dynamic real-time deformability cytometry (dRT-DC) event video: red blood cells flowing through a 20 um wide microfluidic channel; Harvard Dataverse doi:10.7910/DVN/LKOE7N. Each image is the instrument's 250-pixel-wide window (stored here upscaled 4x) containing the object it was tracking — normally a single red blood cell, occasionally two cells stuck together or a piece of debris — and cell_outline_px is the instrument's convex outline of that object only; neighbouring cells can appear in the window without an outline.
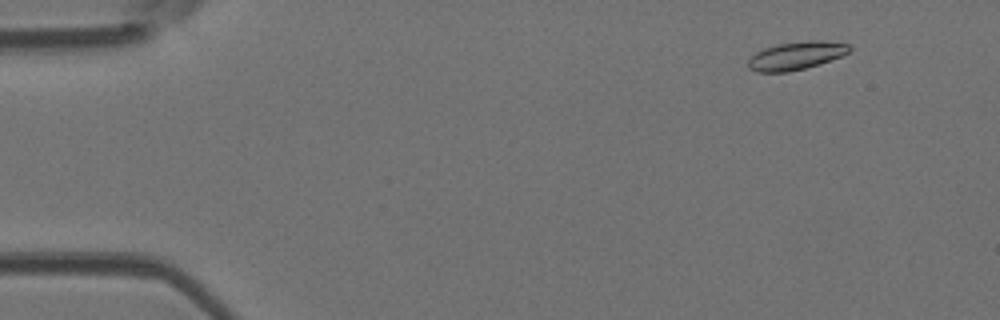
{"species": "Egyptian fruit bat (a non-hibernating species)", "species_latin": "Rousettus aegyptiacus", "temperature_condition": "room temperature", "stored_images_in_passage": 5, "camera_frame_rate_fps": 3000, "um_per_image_px": 0.085, "animal": {"sex": "female"}, "frame": {"image": 1, "passage_image": 2, "time_ms": 0.333, "image_size_px": [1000, 320], "cell_outline_px": [[852, 48], [848, 52], [840, 56], [804, 68], [788, 72], [756, 72], [748, 68], [748, 60], [756, 52], [764, 48], [780, 44], [812, 40], [816, 40], [848, 44]], "centroid_in_image_um": [67.62, 4.74], "position_along_channel_um": 17.4, "area_um2": 16.13}}
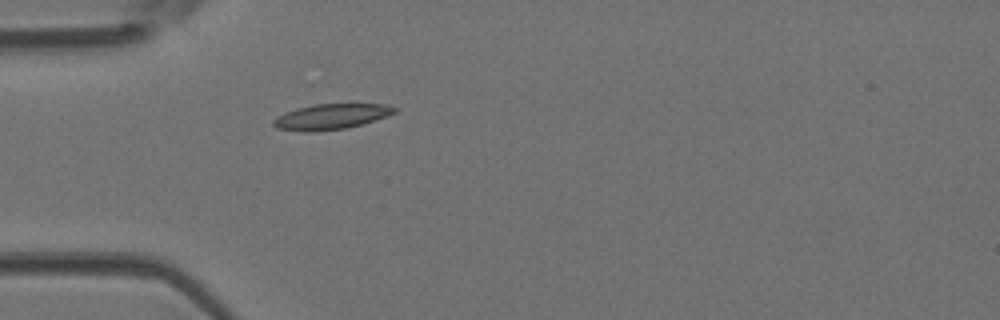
{"frame": {"image": 2, "passage_image": 5, "time_ms": 1.333, "image_size_px": [1000, 320], "cell_outline_px": [[396, 112], [388, 116], [348, 128], [316, 132], [304, 132], [276, 128], [272, 124], [272, 120], [276, 116], [284, 112], [296, 108], [316, 104], [352, 100], [388, 104], [396, 108]], "centroid_in_image_um": [28.21, 9.86], "position_along_channel_um": 56.8, "area_um2": 19.25}}